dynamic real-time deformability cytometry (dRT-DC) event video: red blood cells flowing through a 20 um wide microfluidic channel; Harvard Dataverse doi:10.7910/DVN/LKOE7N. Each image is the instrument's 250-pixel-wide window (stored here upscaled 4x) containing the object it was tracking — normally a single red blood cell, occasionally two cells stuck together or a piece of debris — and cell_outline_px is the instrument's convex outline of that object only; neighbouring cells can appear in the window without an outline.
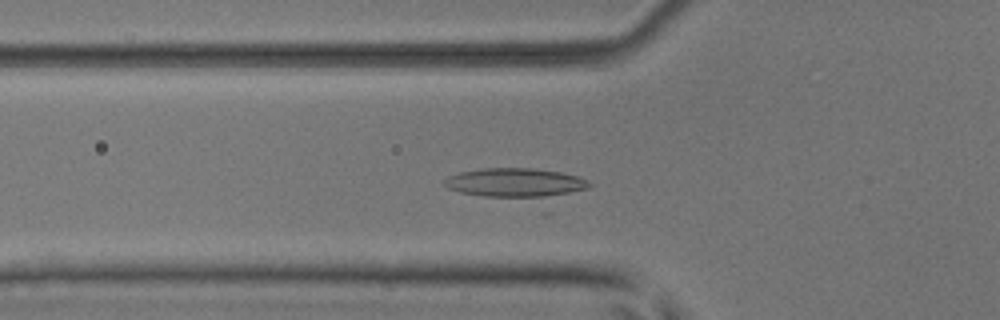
{"species": "common noctule bat (a hibernating species)", "species_latin": "Nyctalus noctula", "temperature_condition": "room temperature", "stored_images_in_passage": 12, "camera_frame_rate_fps": 3000, "um_per_image_px": 0.085, "animal": {"sex": "male", "body_mass_g": 17.9, "forearm_length_mm": 54.2}, "frame": {"image": 1, "passage_image": 2, "time_ms": 0.333, "image_size_px": [1000, 320], "cell_outline_px": [[596, 184], [552, 216], [544, 216], [460, 192], [448, 188], [444, 184], [444, 180], [448, 176], [460, 172], [480, 168], [532, 168], [560, 172], [576, 176], [588, 180]], "centroid_in_image_um": [44.32, 15.96], "position_along_channel_um": 81.5, "area_um2": 33.35}}
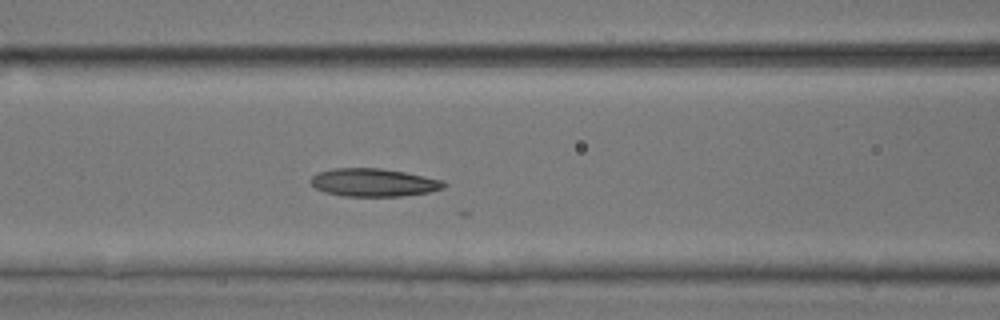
{"frame": {"image": 2, "passage_image": 6, "time_ms": 1.667, "image_size_px": [1000, 320], "cell_outline_px": [[448, 184], [444, 188], [428, 192], [404, 196], [344, 196], [324, 192], [316, 188], [308, 180], [312, 176], [320, 172], [332, 168], [380, 168], [404, 172], [444, 180]], "centroid_in_image_um": [31.77, 15.51], "position_along_channel_um": 134.8, "area_um2": 21.79}}
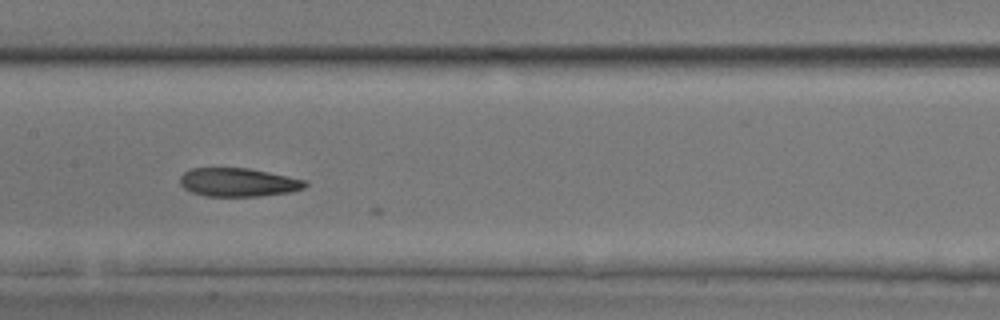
{"frame": {"image": 3, "passage_image": 10, "time_ms": 3.0, "image_size_px": [1000, 320], "cell_outline_px": [[308, 184], [304, 188], [292, 192], [260, 196], [208, 196], [192, 192], [184, 188], [180, 184], [180, 176], [184, 172], [192, 168], [248, 168], [308, 180]], "centroid_in_image_um": [20.28, 15.49], "position_along_channel_um": 187.1, "area_um2": 20.87}}